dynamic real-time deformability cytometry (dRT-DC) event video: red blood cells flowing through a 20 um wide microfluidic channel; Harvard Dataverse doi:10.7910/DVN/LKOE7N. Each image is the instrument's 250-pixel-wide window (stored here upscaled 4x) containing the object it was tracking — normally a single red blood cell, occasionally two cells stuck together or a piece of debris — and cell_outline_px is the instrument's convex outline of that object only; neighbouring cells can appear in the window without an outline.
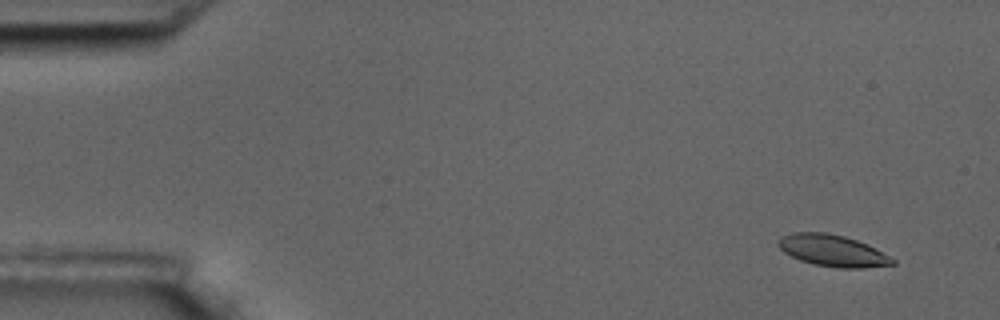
{"species": "common noctule bat (a hibernating species)", "species_latin": "Nyctalus noctula", "temperature_condition": "room temperature", "stored_images_in_passage": 4, "camera_frame_rate_fps": 3000, "um_per_image_px": 0.085, "animal": {"sex": "male", "body_mass_g": 17.5, "forearm_length_mm": 52.3}, "frame": {"image": 1, "passage_image": 1, "time_ms": 0.0, "image_size_px": [1000, 320], "cell_outline_px": [[896, 264], [864, 268], [840, 268], [812, 264], [800, 260], [784, 252], [776, 244], [776, 240], [780, 236], [792, 232], [824, 232], [844, 236], [868, 244], [876, 248], [896, 260]], "centroid_in_image_um": [70.75, 21.3], "position_along_channel_um": 14.2, "area_um2": 21.27}}
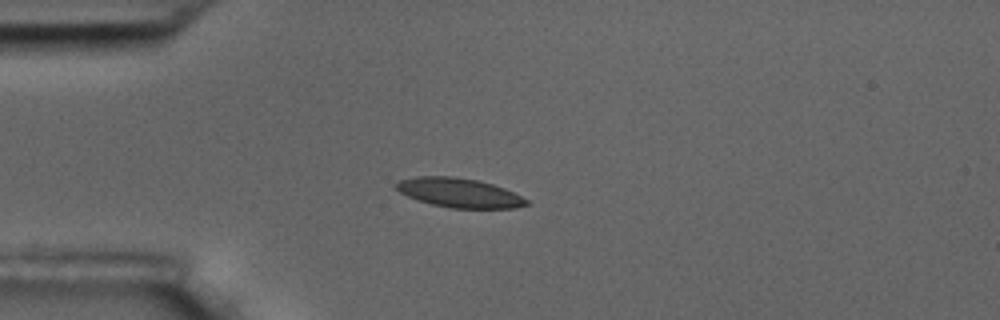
{"frame": {"image": 2, "passage_image": 4, "time_ms": 3.667, "image_size_px": [1000, 320], "cell_outline_px": [[528, 204], [516, 208], [452, 208], [432, 204], [408, 196], [400, 192], [396, 188], [396, 184], [400, 180], [416, 176], [452, 176], [476, 180], [492, 184], [504, 188], [528, 200]], "centroid_in_image_um": [39.04, 16.38], "position_along_channel_um": 46.0, "area_um2": 21.91}}